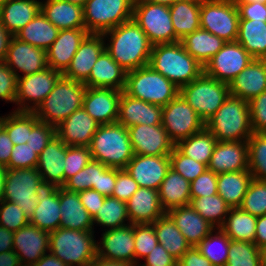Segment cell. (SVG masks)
<instances>
[{"label": "cell", "instance_id": "17", "mask_svg": "<svg viewBox=\"0 0 266 266\" xmlns=\"http://www.w3.org/2000/svg\"><path fill=\"white\" fill-rule=\"evenodd\" d=\"M97 242V257L135 264L134 224L105 229Z\"/></svg>", "mask_w": 266, "mask_h": 266}, {"label": "cell", "instance_id": "18", "mask_svg": "<svg viewBox=\"0 0 266 266\" xmlns=\"http://www.w3.org/2000/svg\"><path fill=\"white\" fill-rule=\"evenodd\" d=\"M4 62L16 74L17 78L40 72L48 67L46 50L34 47L12 36Z\"/></svg>", "mask_w": 266, "mask_h": 266}, {"label": "cell", "instance_id": "28", "mask_svg": "<svg viewBox=\"0 0 266 266\" xmlns=\"http://www.w3.org/2000/svg\"><path fill=\"white\" fill-rule=\"evenodd\" d=\"M230 95L250 101L266 91V60L253 59L229 84Z\"/></svg>", "mask_w": 266, "mask_h": 266}, {"label": "cell", "instance_id": "56", "mask_svg": "<svg viewBox=\"0 0 266 266\" xmlns=\"http://www.w3.org/2000/svg\"><path fill=\"white\" fill-rule=\"evenodd\" d=\"M28 223L29 219L24 210L16 203L7 200L0 202V226L15 232Z\"/></svg>", "mask_w": 266, "mask_h": 266}, {"label": "cell", "instance_id": "77", "mask_svg": "<svg viewBox=\"0 0 266 266\" xmlns=\"http://www.w3.org/2000/svg\"><path fill=\"white\" fill-rule=\"evenodd\" d=\"M234 3H253L254 1H258L260 3L266 4V0H233Z\"/></svg>", "mask_w": 266, "mask_h": 266}, {"label": "cell", "instance_id": "9", "mask_svg": "<svg viewBox=\"0 0 266 266\" xmlns=\"http://www.w3.org/2000/svg\"><path fill=\"white\" fill-rule=\"evenodd\" d=\"M134 0H88L83 6L85 29L104 32L133 19Z\"/></svg>", "mask_w": 266, "mask_h": 266}, {"label": "cell", "instance_id": "69", "mask_svg": "<svg viewBox=\"0 0 266 266\" xmlns=\"http://www.w3.org/2000/svg\"><path fill=\"white\" fill-rule=\"evenodd\" d=\"M255 230L254 243L259 249L264 251L266 249V215L257 217Z\"/></svg>", "mask_w": 266, "mask_h": 266}, {"label": "cell", "instance_id": "42", "mask_svg": "<svg viewBox=\"0 0 266 266\" xmlns=\"http://www.w3.org/2000/svg\"><path fill=\"white\" fill-rule=\"evenodd\" d=\"M58 33L59 29L39 12L25 27L15 34V37L34 47L47 50L57 38Z\"/></svg>", "mask_w": 266, "mask_h": 266}, {"label": "cell", "instance_id": "60", "mask_svg": "<svg viewBox=\"0 0 266 266\" xmlns=\"http://www.w3.org/2000/svg\"><path fill=\"white\" fill-rule=\"evenodd\" d=\"M248 103L253 133H266V91Z\"/></svg>", "mask_w": 266, "mask_h": 266}, {"label": "cell", "instance_id": "25", "mask_svg": "<svg viewBox=\"0 0 266 266\" xmlns=\"http://www.w3.org/2000/svg\"><path fill=\"white\" fill-rule=\"evenodd\" d=\"M117 123L126 128L133 125H161L162 106L133 98L122 91Z\"/></svg>", "mask_w": 266, "mask_h": 266}, {"label": "cell", "instance_id": "14", "mask_svg": "<svg viewBox=\"0 0 266 266\" xmlns=\"http://www.w3.org/2000/svg\"><path fill=\"white\" fill-rule=\"evenodd\" d=\"M61 76L60 71L47 67L40 72L17 78L15 103L19 106L16 111L34 112L53 90L55 83ZM27 101L29 102L27 103Z\"/></svg>", "mask_w": 266, "mask_h": 266}, {"label": "cell", "instance_id": "43", "mask_svg": "<svg viewBox=\"0 0 266 266\" xmlns=\"http://www.w3.org/2000/svg\"><path fill=\"white\" fill-rule=\"evenodd\" d=\"M257 217L240 207L231 208L220 229L234 241L254 243Z\"/></svg>", "mask_w": 266, "mask_h": 266}, {"label": "cell", "instance_id": "67", "mask_svg": "<svg viewBox=\"0 0 266 266\" xmlns=\"http://www.w3.org/2000/svg\"><path fill=\"white\" fill-rule=\"evenodd\" d=\"M177 266H213L196 246H191L177 261Z\"/></svg>", "mask_w": 266, "mask_h": 266}, {"label": "cell", "instance_id": "31", "mask_svg": "<svg viewBox=\"0 0 266 266\" xmlns=\"http://www.w3.org/2000/svg\"><path fill=\"white\" fill-rule=\"evenodd\" d=\"M65 158L66 145L55 136L38 155L36 168L42 180L62 187L64 185Z\"/></svg>", "mask_w": 266, "mask_h": 266}, {"label": "cell", "instance_id": "39", "mask_svg": "<svg viewBox=\"0 0 266 266\" xmlns=\"http://www.w3.org/2000/svg\"><path fill=\"white\" fill-rule=\"evenodd\" d=\"M236 41L253 59L266 60V22L240 19Z\"/></svg>", "mask_w": 266, "mask_h": 266}, {"label": "cell", "instance_id": "11", "mask_svg": "<svg viewBox=\"0 0 266 266\" xmlns=\"http://www.w3.org/2000/svg\"><path fill=\"white\" fill-rule=\"evenodd\" d=\"M133 19L146 33L152 45L175 43V31L169 6L134 1Z\"/></svg>", "mask_w": 266, "mask_h": 266}, {"label": "cell", "instance_id": "13", "mask_svg": "<svg viewBox=\"0 0 266 266\" xmlns=\"http://www.w3.org/2000/svg\"><path fill=\"white\" fill-rule=\"evenodd\" d=\"M41 181L37 168L8 169L3 200L16 203L30 219L38 204L36 189Z\"/></svg>", "mask_w": 266, "mask_h": 266}, {"label": "cell", "instance_id": "78", "mask_svg": "<svg viewBox=\"0 0 266 266\" xmlns=\"http://www.w3.org/2000/svg\"><path fill=\"white\" fill-rule=\"evenodd\" d=\"M65 1L73 3V4H77L83 7L88 0H65Z\"/></svg>", "mask_w": 266, "mask_h": 266}, {"label": "cell", "instance_id": "47", "mask_svg": "<svg viewBox=\"0 0 266 266\" xmlns=\"http://www.w3.org/2000/svg\"><path fill=\"white\" fill-rule=\"evenodd\" d=\"M125 221H128L127 224ZM93 223L108 227V230L130 225L126 202L112 196L106 197L103 205L93 217Z\"/></svg>", "mask_w": 266, "mask_h": 266}, {"label": "cell", "instance_id": "1", "mask_svg": "<svg viewBox=\"0 0 266 266\" xmlns=\"http://www.w3.org/2000/svg\"><path fill=\"white\" fill-rule=\"evenodd\" d=\"M110 36L105 50L125 71L129 72L149 65L152 44L146 33L131 19L103 34Z\"/></svg>", "mask_w": 266, "mask_h": 266}, {"label": "cell", "instance_id": "58", "mask_svg": "<svg viewBox=\"0 0 266 266\" xmlns=\"http://www.w3.org/2000/svg\"><path fill=\"white\" fill-rule=\"evenodd\" d=\"M218 194L217 174L211 170H206L190 183L191 199Z\"/></svg>", "mask_w": 266, "mask_h": 266}, {"label": "cell", "instance_id": "76", "mask_svg": "<svg viewBox=\"0 0 266 266\" xmlns=\"http://www.w3.org/2000/svg\"><path fill=\"white\" fill-rule=\"evenodd\" d=\"M134 1H145V2H150V3H157V4L171 6L178 0H134Z\"/></svg>", "mask_w": 266, "mask_h": 266}, {"label": "cell", "instance_id": "32", "mask_svg": "<svg viewBox=\"0 0 266 266\" xmlns=\"http://www.w3.org/2000/svg\"><path fill=\"white\" fill-rule=\"evenodd\" d=\"M126 75L127 71L116 63L104 49L84 84L90 88L102 87L123 91L126 84Z\"/></svg>", "mask_w": 266, "mask_h": 266}, {"label": "cell", "instance_id": "68", "mask_svg": "<svg viewBox=\"0 0 266 266\" xmlns=\"http://www.w3.org/2000/svg\"><path fill=\"white\" fill-rule=\"evenodd\" d=\"M13 146V142L9 138L8 133L2 127L0 129V164L8 166Z\"/></svg>", "mask_w": 266, "mask_h": 266}, {"label": "cell", "instance_id": "7", "mask_svg": "<svg viewBox=\"0 0 266 266\" xmlns=\"http://www.w3.org/2000/svg\"><path fill=\"white\" fill-rule=\"evenodd\" d=\"M127 95L160 106L176 98L180 89L150 65L127 72L123 90Z\"/></svg>", "mask_w": 266, "mask_h": 266}, {"label": "cell", "instance_id": "46", "mask_svg": "<svg viewBox=\"0 0 266 266\" xmlns=\"http://www.w3.org/2000/svg\"><path fill=\"white\" fill-rule=\"evenodd\" d=\"M191 207L215 228H220L231 207L221 198L219 194L193 198Z\"/></svg>", "mask_w": 266, "mask_h": 266}, {"label": "cell", "instance_id": "6", "mask_svg": "<svg viewBox=\"0 0 266 266\" xmlns=\"http://www.w3.org/2000/svg\"><path fill=\"white\" fill-rule=\"evenodd\" d=\"M94 231L59 227L49 233V252L68 266H88L97 256Z\"/></svg>", "mask_w": 266, "mask_h": 266}, {"label": "cell", "instance_id": "4", "mask_svg": "<svg viewBox=\"0 0 266 266\" xmlns=\"http://www.w3.org/2000/svg\"><path fill=\"white\" fill-rule=\"evenodd\" d=\"M92 160L124 169L134 157L128 129L119 123L99 125L90 143Z\"/></svg>", "mask_w": 266, "mask_h": 266}, {"label": "cell", "instance_id": "59", "mask_svg": "<svg viewBox=\"0 0 266 266\" xmlns=\"http://www.w3.org/2000/svg\"><path fill=\"white\" fill-rule=\"evenodd\" d=\"M55 136V126L39 121L31 129L27 144L39 155Z\"/></svg>", "mask_w": 266, "mask_h": 266}, {"label": "cell", "instance_id": "40", "mask_svg": "<svg viewBox=\"0 0 266 266\" xmlns=\"http://www.w3.org/2000/svg\"><path fill=\"white\" fill-rule=\"evenodd\" d=\"M181 42L186 51L203 66L226 43L223 39L202 28L187 35Z\"/></svg>", "mask_w": 266, "mask_h": 266}, {"label": "cell", "instance_id": "33", "mask_svg": "<svg viewBox=\"0 0 266 266\" xmlns=\"http://www.w3.org/2000/svg\"><path fill=\"white\" fill-rule=\"evenodd\" d=\"M61 228L73 229L79 231H93V217L82 205L79 195L76 192H70L63 187H58Z\"/></svg>", "mask_w": 266, "mask_h": 266}, {"label": "cell", "instance_id": "79", "mask_svg": "<svg viewBox=\"0 0 266 266\" xmlns=\"http://www.w3.org/2000/svg\"><path fill=\"white\" fill-rule=\"evenodd\" d=\"M9 0H0V8L7 3Z\"/></svg>", "mask_w": 266, "mask_h": 266}, {"label": "cell", "instance_id": "53", "mask_svg": "<svg viewBox=\"0 0 266 266\" xmlns=\"http://www.w3.org/2000/svg\"><path fill=\"white\" fill-rule=\"evenodd\" d=\"M169 157L170 167L190 183L208 169L206 164L183 155L176 147H174Z\"/></svg>", "mask_w": 266, "mask_h": 266}, {"label": "cell", "instance_id": "73", "mask_svg": "<svg viewBox=\"0 0 266 266\" xmlns=\"http://www.w3.org/2000/svg\"><path fill=\"white\" fill-rule=\"evenodd\" d=\"M32 266H68L54 254H45Z\"/></svg>", "mask_w": 266, "mask_h": 266}, {"label": "cell", "instance_id": "12", "mask_svg": "<svg viewBox=\"0 0 266 266\" xmlns=\"http://www.w3.org/2000/svg\"><path fill=\"white\" fill-rule=\"evenodd\" d=\"M161 124L175 145L205 128V122L180 94L162 106Z\"/></svg>", "mask_w": 266, "mask_h": 266}, {"label": "cell", "instance_id": "3", "mask_svg": "<svg viewBox=\"0 0 266 266\" xmlns=\"http://www.w3.org/2000/svg\"><path fill=\"white\" fill-rule=\"evenodd\" d=\"M205 128L219 142L247 141L253 133L248 101L229 95Z\"/></svg>", "mask_w": 266, "mask_h": 266}, {"label": "cell", "instance_id": "74", "mask_svg": "<svg viewBox=\"0 0 266 266\" xmlns=\"http://www.w3.org/2000/svg\"><path fill=\"white\" fill-rule=\"evenodd\" d=\"M88 266H133V264L123 261L108 260L96 256Z\"/></svg>", "mask_w": 266, "mask_h": 266}, {"label": "cell", "instance_id": "51", "mask_svg": "<svg viewBox=\"0 0 266 266\" xmlns=\"http://www.w3.org/2000/svg\"><path fill=\"white\" fill-rule=\"evenodd\" d=\"M106 167L99 161L91 160L81 171L68 178L62 187L76 193L98 187L99 173Z\"/></svg>", "mask_w": 266, "mask_h": 266}, {"label": "cell", "instance_id": "20", "mask_svg": "<svg viewBox=\"0 0 266 266\" xmlns=\"http://www.w3.org/2000/svg\"><path fill=\"white\" fill-rule=\"evenodd\" d=\"M169 168V155L145 156L135 154L124 169L138 183L139 187L159 190Z\"/></svg>", "mask_w": 266, "mask_h": 266}, {"label": "cell", "instance_id": "48", "mask_svg": "<svg viewBox=\"0 0 266 266\" xmlns=\"http://www.w3.org/2000/svg\"><path fill=\"white\" fill-rule=\"evenodd\" d=\"M225 266H264V254L255 243L230 241Z\"/></svg>", "mask_w": 266, "mask_h": 266}, {"label": "cell", "instance_id": "72", "mask_svg": "<svg viewBox=\"0 0 266 266\" xmlns=\"http://www.w3.org/2000/svg\"><path fill=\"white\" fill-rule=\"evenodd\" d=\"M19 256L10 250L7 252L0 253V266H20Z\"/></svg>", "mask_w": 266, "mask_h": 266}, {"label": "cell", "instance_id": "5", "mask_svg": "<svg viewBox=\"0 0 266 266\" xmlns=\"http://www.w3.org/2000/svg\"><path fill=\"white\" fill-rule=\"evenodd\" d=\"M86 89L84 83L61 76L34 113L39 121L56 127L82 107Z\"/></svg>", "mask_w": 266, "mask_h": 266}, {"label": "cell", "instance_id": "26", "mask_svg": "<svg viewBox=\"0 0 266 266\" xmlns=\"http://www.w3.org/2000/svg\"><path fill=\"white\" fill-rule=\"evenodd\" d=\"M88 34L85 28L59 30L57 38L46 50L48 67L63 73Z\"/></svg>", "mask_w": 266, "mask_h": 266}, {"label": "cell", "instance_id": "54", "mask_svg": "<svg viewBox=\"0 0 266 266\" xmlns=\"http://www.w3.org/2000/svg\"><path fill=\"white\" fill-rule=\"evenodd\" d=\"M134 241L135 264H137L140 258L144 259L159 243L154 225L152 223L134 224Z\"/></svg>", "mask_w": 266, "mask_h": 266}, {"label": "cell", "instance_id": "15", "mask_svg": "<svg viewBox=\"0 0 266 266\" xmlns=\"http://www.w3.org/2000/svg\"><path fill=\"white\" fill-rule=\"evenodd\" d=\"M252 60V56L239 42H226L205 64L204 73L218 81L230 84Z\"/></svg>", "mask_w": 266, "mask_h": 266}, {"label": "cell", "instance_id": "24", "mask_svg": "<svg viewBox=\"0 0 266 266\" xmlns=\"http://www.w3.org/2000/svg\"><path fill=\"white\" fill-rule=\"evenodd\" d=\"M102 34L89 33L82 41L68 68L62 73L65 78L84 83L99 55L105 49Z\"/></svg>", "mask_w": 266, "mask_h": 266}, {"label": "cell", "instance_id": "36", "mask_svg": "<svg viewBox=\"0 0 266 266\" xmlns=\"http://www.w3.org/2000/svg\"><path fill=\"white\" fill-rule=\"evenodd\" d=\"M169 7L175 42L200 28L201 0H178Z\"/></svg>", "mask_w": 266, "mask_h": 266}, {"label": "cell", "instance_id": "52", "mask_svg": "<svg viewBox=\"0 0 266 266\" xmlns=\"http://www.w3.org/2000/svg\"><path fill=\"white\" fill-rule=\"evenodd\" d=\"M240 208L256 217L266 215V180H251Z\"/></svg>", "mask_w": 266, "mask_h": 266}, {"label": "cell", "instance_id": "23", "mask_svg": "<svg viewBox=\"0 0 266 266\" xmlns=\"http://www.w3.org/2000/svg\"><path fill=\"white\" fill-rule=\"evenodd\" d=\"M99 125L81 107L56 126V136L67 146L89 147Z\"/></svg>", "mask_w": 266, "mask_h": 266}, {"label": "cell", "instance_id": "8", "mask_svg": "<svg viewBox=\"0 0 266 266\" xmlns=\"http://www.w3.org/2000/svg\"><path fill=\"white\" fill-rule=\"evenodd\" d=\"M206 122L223 105L230 95L229 84L209 77L204 72L180 88L179 93Z\"/></svg>", "mask_w": 266, "mask_h": 266}, {"label": "cell", "instance_id": "35", "mask_svg": "<svg viewBox=\"0 0 266 266\" xmlns=\"http://www.w3.org/2000/svg\"><path fill=\"white\" fill-rule=\"evenodd\" d=\"M40 3L37 0H9L0 8L1 24L15 36L40 12Z\"/></svg>", "mask_w": 266, "mask_h": 266}, {"label": "cell", "instance_id": "71", "mask_svg": "<svg viewBox=\"0 0 266 266\" xmlns=\"http://www.w3.org/2000/svg\"><path fill=\"white\" fill-rule=\"evenodd\" d=\"M12 35L4 28V26L0 22V61H4L8 45Z\"/></svg>", "mask_w": 266, "mask_h": 266}, {"label": "cell", "instance_id": "27", "mask_svg": "<svg viewBox=\"0 0 266 266\" xmlns=\"http://www.w3.org/2000/svg\"><path fill=\"white\" fill-rule=\"evenodd\" d=\"M208 170L215 174L248 170L247 141H217L208 164Z\"/></svg>", "mask_w": 266, "mask_h": 266}, {"label": "cell", "instance_id": "37", "mask_svg": "<svg viewBox=\"0 0 266 266\" xmlns=\"http://www.w3.org/2000/svg\"><path fill=\"white\" fill-rule=\"evenodd\" d=\"M158 191L159 200L165 212L175 207L190 204V182L171 167Z\"/></svg>", "mask_w": 266, "mask_h": 266}, {"label": "cell", "instance_id": "55", "mask_svg": "<svg viewBox=\"0 0 266 266\" xmlns=\"http://www.w3.org/2000/svg\"><path fill=\"white\" fill-rule=\"evenodd\" d=\"M91 160L92 157L89 147L66 145L64 183L68 178L81 171Z\"/></svg>", "mask_w": 266, "mask_h": 266}, {"label": "cell", "instance_id": "38", "mask_svg": "<svg viewBox=\"0 0 266 266\" xmlns=\"http://www.w3.org/2000/svg\"><path fill=\"white\" fill-rule=\"evenodd\" d=\"M252 179L249 170L217 174L218 194L231 208L240 207Z\"/></svg>", "mask_w": 266, "mask_h": 266}, {"label": "cell", "instance_id": "80", "mask_svg": "<svg viewBox=\"0 0 266 266\" xmlns=\"http://www.w3.org/2000/svg\"><path fill=\"white\" fill-rule=\"evenodd\" d=\"M264 254V266H266V249L263 251Z\"/></svg>", "mask_w": 266, "mask_h": 266}, {"label": "cell", "instance_id": "44", "mask_svg": "<svg viewBox=\"0 0 266 266\" xmlns=\"http://www.w3.org/2000/svg\"><path fill=\"white\" fill-rule=\"evenodd\" d=\"M216 143L215 136L204 128L201 132L179 141L175 147L183 155L208 166Z\"/></svg>", "mask_w": 266, "mask_h": 266}, {"label": "cell", "instance_id": "16", "mask_svg": "<svg viewBox=\"0 0 266 266\" xmlns=\"http://www.w3.org/2000/svg\"><path fill=\"white\" fill-rule=\"evenodd\" d=\"M127 129L134 154L145 156L170 155L175 147L162 124H139Z\"/></svg>", "mask_w": 266, "mask_h": 266}, {"label": "cell", "instance_id": "63", "mask_svg": "<svg viewBox=\"0 0 266 266\" xmlns=\"http://www.w3.org/2000/svg\"><path fill=\"white\" fill-rule=\"evenodd\" d=\"M240 19L260 20L266 22V4L254 1L253 3H235Z\"/></svg>", "mask_w": 266, "mask_h": 266}, {"label": "cell", "instance_id": "65", "mask_svg": "<svg viewBox=\"0 0 266 266\" xmlns=\"http://www.w3.org/2000/svg\"><path fill=\"white\" fill-rule=\"evenodd\" d=\"M119 170V168L106 167L99 173L98 187H92V189L106 197L112 196Z\"/></svg>", "mask_w": 266, "mask_h": 266}, {"label": "cell", "instance_id": "70", "mask_svg": "<svg viewBox=\"0 0 266 266\" xmlns=\"http://www.w3.org/2000/svg\"><path fill=\"white\" fill-rule=\"evenodd\" d=\"M14 232L0 226V253L13 250Z\"/></svg>", "mask_w": 266, "mask_h": 266}, {"label": "cell", "instance_id": "34", "mask_svg": "<svg viewBox=\"0 0 266 266\" xmlns=\"http://www.w3.org/2000/svg\"><path fill=\"white\" fill-rule=\"evenodd\" d=\"M40 12L59 30L85 28L83 7L65 0H46Z\"/></svg>", "mask_w": 266, "mask_h": 266}, {"label": "cell", "instance_id": "30", "mask_svg": "<svg viewBox=\"0 0 266 266\" xmlns=\"http://www.w3.org/2000/svg\"><path fill=\"white\" fill-rule=\"evenodd\" d=\"M191 246H197L214 229L191 205L175 207L166 212Z\"/></svg>", "mask_w": 266, "mask_h": 266}, {"label": "cell", "instance_id": "22", "mask_svg": "<svg viewBox=\"0 0 266 266\" xmlns=\"http://www.w3.org/2000/svg\"><path fill=\"white\" fill-rule=\"evenodd\" d=\"M13 250L21 264L34 265L49 252V233L28 223L14 232Z\"/></svg>", "mask_w": 266, "mask_h": 266}, {"label": "cell", "instance_id": "29", "mask_svg": "<svg viewBox=\"0 0 266 266\" xmlns=\"http://www.w3.org/2000/svg\"><path fill=\"white\" fill-rule=\"evenodd\" d=\"M130 224H151L166 212L159 200V191L140 187L126 202Z\"/></svg>", "mask_w": 266, "mask_h": 266}, {"label": "cell", "instance_id": "57", "mask_svg": "<svg viewBox=\"0 0 266 266\" xmlns=\"http://www.w3.org/2000/svg\"><path fill=\"white\" fill-rule=\"evenodd\" d=\"M38 154L27 143L13 146L8 169H29L36 168Z\"/></svg>", "mask_w": 266, "mask_h": 266}, {"label": "cell", "instance_id": "41", "mask_svg": "<svg viewBox=\"0 0 266 266\" xmlns=\"http://www.w3.org/2000/svg\"><path fill=\"white\" fill-rule=\"evenodd\" d=\"M152 224L159 244L177 261L191 247L167 213Z\"/></svg>", "mask_w": 266, "mask_h": 266}, {"label": "cell", "instance_id": "49", "mask_svg": "<svg viewBox=\"0 0 266 266\" xmlns=\"http://www.w3.org/2000/svg\"><path fill=\"white\" fill-rule=\"evenodd\" d=\"M216 230H218L217 233L213 234L215 231L213 230L196 247L213 266H225L231 240L220 228H216ZM216 245H220L218 246L220 248L216 247ZM213 247L218 248V250Z\"/></svg>", "mask_w": 266, "mask_h": 266}, {"label": "cell", "instance_id": "64", "mask_svg": "<svg viewBox=\"0 0 266 266\" xmlns=\"http://www.w3.org/2000/svg\"><path fill=\"white\" fill-rule=\"evenodd\" d=\"M144 258L146 262L141 266H177V260L159 243Z\"/></svg>", "mask_w": 266, "mask_h": 266}, {"label": "cell", "instance_id": "10", "mask_svg": "<svg viewBox=\"0 0 266 266\" xmlns=\"http://www.w3.org/2000/svg\"><path fill=\"white\" fill-rule=\"evenodd\" d=\"M239 11L233 0H201L200 28L223 39L236 41Z\"/></svg>", "mask_w": 266, "mask_h": 266}, {"label": "cell", "instance_id": "61", "mask_svg": "<svg viewBox=\"0 0 266 266\" xmlns=\"http://www.w3.org/2000/svg\"><path fill=\"white\" fill-rule=\"evenodd\" d=\"M16 94L17 76L4 61H0V99L15 103Z\"/></svg>", "mask_w": 266, "mask_h": 266}, {"label": "cell", "instance_id": "19", "mask_svg": "<svg viewBox=\"0 0 266 266\" xmlns=\"http://www.w3.org/2000/svg\"><path fill=\"white\" fill-rule=\"evenodd\" d=\"M38 201L29 223L51 233L61 224V211L58 187L55 184L41 181L36 189Z\"/></svg>", "mask_w": 266, "mask_h": 266}, {"label": "cell", "instance_id": "2", "mask_svg": "<svg viewBox=\"0 0 266 266\" xmlns=\"http://www.w3.org/2000/svg\"><path fill=\"white\" fill-rule=\"evenodd\" d=\"M149 65L179 89L204 72V66L186 51L181 41L153 45Z\"/></svg>", "mask_w": 266, "mask_h": 266}, {"label": "cell", "instance_id": "21", "mask_svg": "<svg viewBox=\"0 0 266 266\" xmlns=\"http://www.w3.org/2000/svg\"><path fill=\"white\" fill-rule=\"evenodd\" d=\"M122 91L87 87L82 107L100 125L116 123Z\"/></svg>", "mask_w": 266, "mask_h": 266}, {"label": "cell", "instance_id": "45", "mask_svg": "<svg viewBox=\"0 0 266 266\" xmlns=\"http://www.w3.org/2000/svg\"><path fill=\"white\" fill-rule=\"evenodd\" d=\"M39 122L33 111H12L3 116V128L9 135L13 145L27 143L31 129Z\"/></svg>", "mask_w": 266, "mask_h": 266}, {"label": "cell", "instance_id": "50", "mask_svg": "<svg viewBox=\"0 0 266 266\" xmlns=\"http://www.w3.org/2000/svg\"><path fill=\"white\" fill-rule=\"evenodd\" d=\"M248 143V170L253 179L266 180V133H252Z\"/></svg>", "mask_w": 266, "mask_h": 266}, {"label": "cell", "instance_id": "75", "mask_svg": "<svg viewBox=\"0 0 266 266\" xmlns=\"http://www.w3.org/2000/svg\"><path fill=\"white\" fill-rule=\"evenodd\" d=\"M7 166L0 164V202L4 199V189L6 181Z\"/></svg>", "mask_w": 266, "mask_h": 266}, {"label": "cell", "instance_id": "62", "mask_svg": "<svg viewBox=\"0 0 266 266\" xmlns=\"http://www.w3.org/2000/svg\"><path fill=\"white\" fill-rule=\"evenodd\" d=\"M139 188L138 183L132 176L125 169H120L117 172V179L112 197L127 202Z\"/></svg>", "mask_w": 266, "mask_h": 266}, {"label": "cell", "instance_id": "66", "mask_svg": "<svg viewBox=\"0 0 266 266\" xmlns=\"http://www.w3.org/2000/svg\"><path fill=\"white\" fill-rule=\"evenodd\" d=\"M78 195L82 205L92 217L99 211L106 198V196L93 189L79 192Z\"/></svg>", "mask_w": 266, "mask_h": 266}]
</instances>
